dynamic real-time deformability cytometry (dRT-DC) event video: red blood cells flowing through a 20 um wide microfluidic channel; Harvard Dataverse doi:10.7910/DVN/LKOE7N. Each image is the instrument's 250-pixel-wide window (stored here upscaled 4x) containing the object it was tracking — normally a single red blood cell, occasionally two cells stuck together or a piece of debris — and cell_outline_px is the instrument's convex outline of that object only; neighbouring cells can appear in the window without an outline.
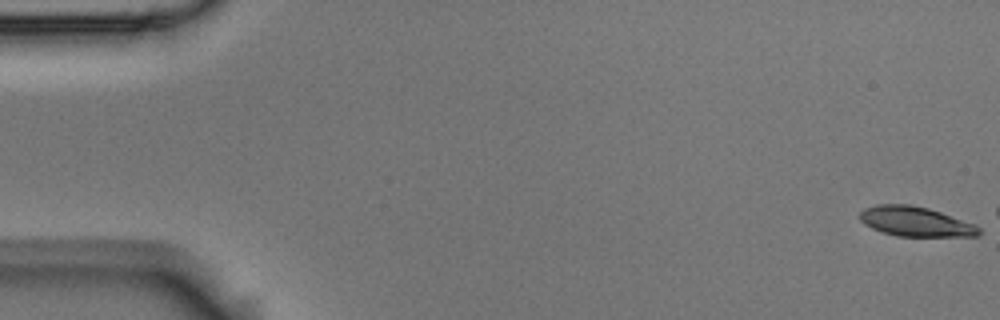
{"species": "Egyptian fruit bat (a non-hibernating species)", "species_latin": "Rousettus aegyptiacus", "temperature_condition": "room temperature", "stored_images_in_passage": 56, "camera_frame_rate_fps": 3000, "um_per_image_px": 0.085, "animal": {"sex": "male"}, "frame": {"image": 1, "passage_image": 1, "time_ms": 0.0, "image_size_px": [1000, 320], "cell_outline_px": [[980, 236], [896, 236], [872, 228], [864, 224], [860, 220], [860, 212], [864, 208], [880, 204], [908, 204], [928, 208], [976, 224], [980, 228]], "centroid_in_image_um": [77.83, 18.83], "position_along_channel_um": 7.2, "area_um2": 20.58}}
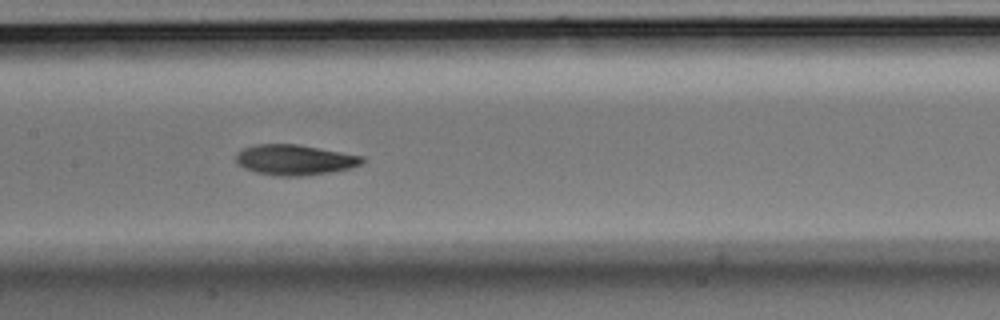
{"frame": {"image": 2, "passage_image": 27, "time_ms": 8.667, "image_size_px": [1000, 320], "cell_outline_px": [[364, 160], [360, 164], [348, 168], [328, 172], [300, 176], [272, 176], [256, 172], [244, 168], [236, 164], [236, 152], [252, 144], [300, 144], [364, 156]], "centroid_in_image_um": [24.99, 13.57], "position_along_channel_um": 182.4, "area_um2": 22.48}}
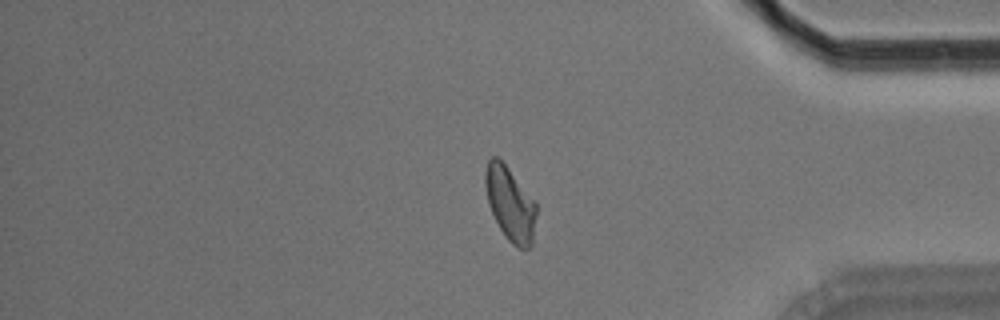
{"frame": {"image": 3, "passage_image": 46, "time_ms": 15.0, "image_size_px": [1000, 320], "cell_outline_px": [[536, 212], [532, 244], [528, 248], [520, 248], [512, 244], [504, 236], [488, 204], [484, 184], [484, 172], [488, 160], [492, 156], [496, 156], [508, 168], [536, 200]], "centroid_in_image_um": [43.36, 17.3], "position_along_channel_um": 391.8, "area_um2": 22.02}, "authors_computed_cell_mechanics": {"area_um2": 21.9062, "velocity_mm_per_s": 3.6741, "shape_relaxation_time_tau1_ms": 5.5059, "shape_relaxation_time_tau2_ms": 3.638, "deformation_change_tau1": 0.1632, "deformation_change_tau2": 0.0892}}